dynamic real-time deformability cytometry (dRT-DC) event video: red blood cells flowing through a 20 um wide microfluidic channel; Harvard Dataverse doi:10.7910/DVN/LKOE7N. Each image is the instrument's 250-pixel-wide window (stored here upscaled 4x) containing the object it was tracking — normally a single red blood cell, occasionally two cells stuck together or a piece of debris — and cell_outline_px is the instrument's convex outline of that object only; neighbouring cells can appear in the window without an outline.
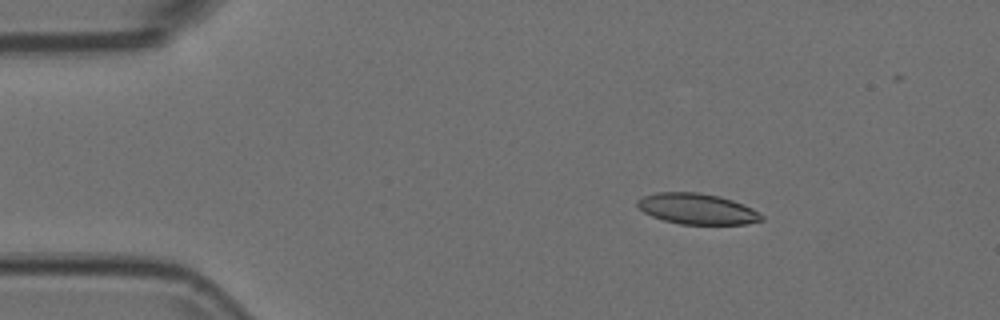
{"species": "Egyptian fruit bat (a non-hibernating species)", "species_latin": "Rousettus aegyptiacus", "temperature_condition": "room temperature", "stored_images_in_passage": 20, "camera_frame_rate_fps": 3000, "um_per_image_px": 0.085, "animal": {"sex": "female"}, "frame": {"image": 1, "passage_image": 9, "time_ms": 2.667, "image_size_px": [1000, 320], "cell_outline_px": [[764, 220], [744, 224], [680, 224], [664, 220], [652, 216], [644, 212], [636, 204], [636, 200], [644, 196], [656, 192], [696, 192], [720, 196], [744, 204], [752, 208], [764, 216]], "centroid_in_image_um": [59.26, 17.75], "position_along_channel_um": 25.7, "area_um2": 22.25}}
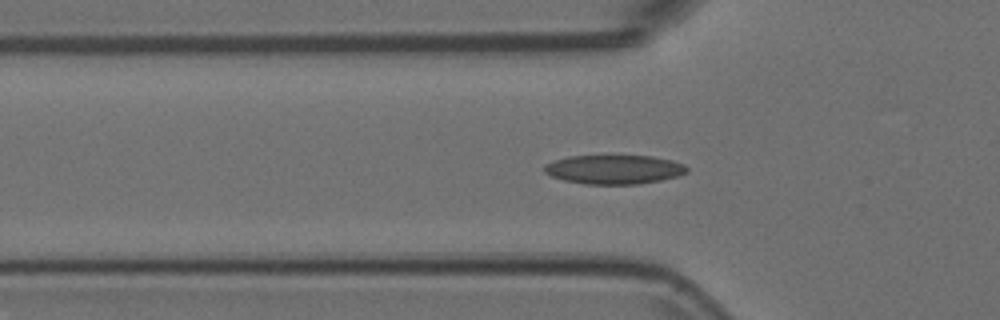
{"frame": {"image": 2, "passage_image": 18, "time_ms": 5.667, "image_size_px": [1000, 320], "cell_outline_px": [[688, 172], [680, 176], [640, 184], [584, 184], [564, 180], [552, 176], [544, 172], [544, 164], [552, 160], [568, 156], [652, 156], [672, 160], [684, 164], [688, 168]], "centroid_in_image_um": [52.2, 14.4], "position_along_channel_um": 73.6, "area_um2": 24.33}}